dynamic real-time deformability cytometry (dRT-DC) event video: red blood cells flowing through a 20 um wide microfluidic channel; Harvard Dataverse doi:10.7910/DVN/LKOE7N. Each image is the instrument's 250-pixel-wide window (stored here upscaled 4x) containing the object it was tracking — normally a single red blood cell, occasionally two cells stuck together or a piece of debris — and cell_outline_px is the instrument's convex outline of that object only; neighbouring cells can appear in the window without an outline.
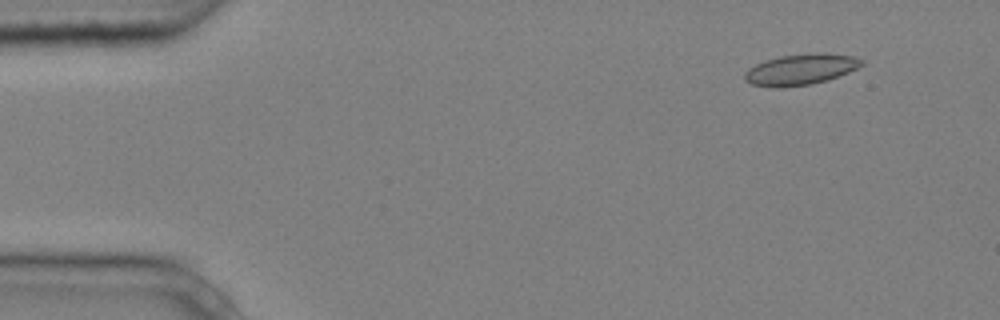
{"species": "common noctule bat (a hibernating species)", "species_latin": "Nyctalus noctula", "temperature_condition": "cold", "stored_images_in_passage": 5, "camera_frame_rate_fps": 3000, "um_per_image_px": 0.085, "animal": {"sex": "male", "body_mass_g": 20.4}, "frame": {"image": 1, "passage_image": 2, "time_ms": 0.333, "image_size_px": [1000, 320], "cell_outline_px": [[864, 64], [848, 72], [828, 80], [812, 84], [780, 88], [776, 88], [752, 84], [744, 80], [744, 72], [748, 68], [764, 60], [780, 56], [816, 52], [828, 52], [852, 56], [864, 60]], "centroid_in_image_um": [68.05, 5.89], "position_along_channel_um": 17.0, "area_um2": 21.33}}
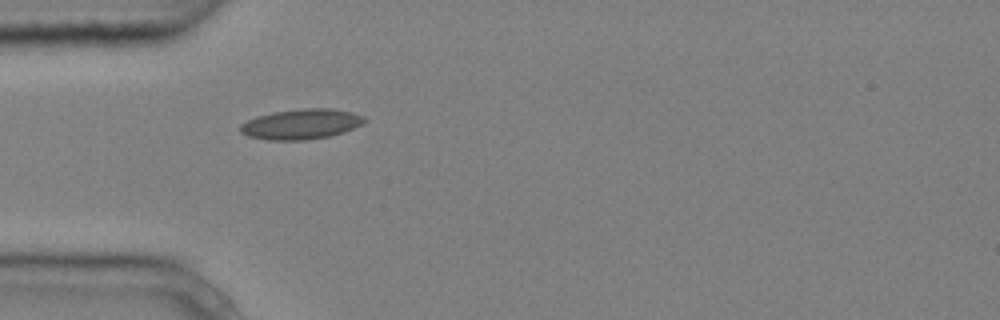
{"frame": {"image": 2, "passage_image": 5, "time_ms": 1.333, "image_size_px": [1000, 320], "cell_outline_px": [[368, 120], [344, 132], [328, 136], [304, 140], [268, 140], [248, 136], [240, 132], [240, 124], [256, 116], [272, 112], [304, 108], [332, 108], [352, 112], [364, 116]], "centroid_in_image_um": [25.59, 10.54], "position_along_channel_um": 59.4, "area_um2": 21.85}}